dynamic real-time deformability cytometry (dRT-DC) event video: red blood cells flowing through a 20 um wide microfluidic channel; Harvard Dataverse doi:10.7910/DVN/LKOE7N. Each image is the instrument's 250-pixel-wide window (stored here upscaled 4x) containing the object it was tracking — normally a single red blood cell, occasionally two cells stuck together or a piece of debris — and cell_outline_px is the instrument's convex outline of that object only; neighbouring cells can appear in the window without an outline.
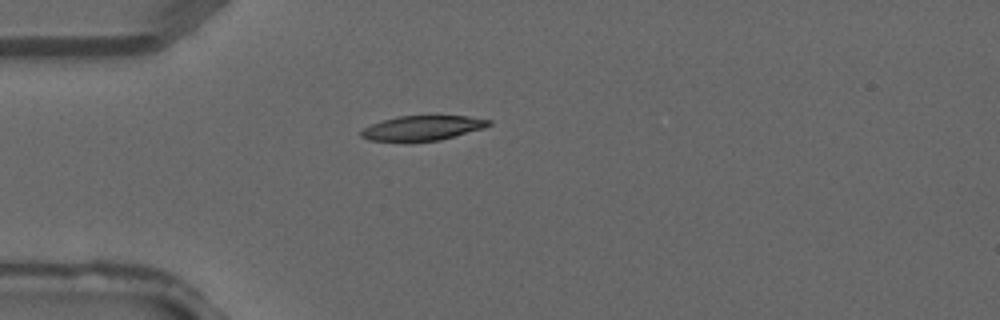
{"species": "common noctule bat (a hibernating species)", "species_latin": "Nyctalus noctula", "temperature_condition": "warm", "stored_images_in_passage": 2, "camera_frame_rate_fps": 3000, "um_per_image_px": 0.085, "animal": {"sex": "male", "forearm_length_mm": 52.5}, "frame": {"image": 1, "passage_image": 2, "time_ms": 0.333, "image_size_px": [1000, 320], "cell_outline_px": [[492, 124], [484, 128], [440, 140], [368, 140], [360, 136], [360, 132], [364, 128], [372, 124], [384, 120], [400, 116], [468, 116], [492, 120]], "centroid_in_image_um": [35.96, 10.86], "position_along_channel_um": 49.0, "area_um2": 17.98}}